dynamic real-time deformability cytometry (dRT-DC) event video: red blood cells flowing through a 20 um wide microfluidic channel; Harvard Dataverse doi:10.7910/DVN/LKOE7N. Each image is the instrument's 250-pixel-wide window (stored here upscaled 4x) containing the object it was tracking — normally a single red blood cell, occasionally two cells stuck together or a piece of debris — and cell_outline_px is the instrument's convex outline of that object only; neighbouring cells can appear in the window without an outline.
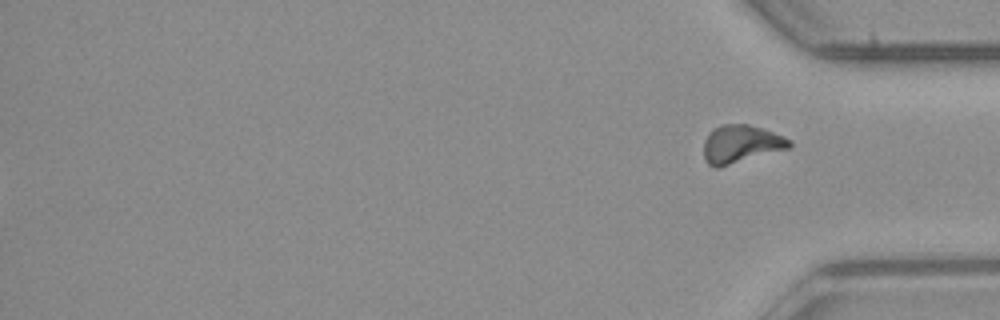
{"species": "common noctule bat (a hibernating species)", "species_latin": "Nyctalus noctula", "temperature_condition": "room temperature", "stored_images_in_passage": 54, "segment_of_instrument_passage": [2, 2], "camera_frame_rate_fps": 3000, "um_per_image_px": 0.085, "animal": {"sex": "male", "body_mass_g": 23.1, "forearm_length_mm": 52.7}, "frame": {"image": 1, "passage_image": 54, "time_ms": 17.667, "image_size_px": [1000, 320], "cell_outline_px": [[792, 144], [788, 148], [716, 168], [708, 164], [704, 160], [704, 140], [708, 132], [712, 128], [720, 124], [748, 124], [784, 136], [792, 140]], "centroid_in_image_um": [62.93, 12.22], "position_along_channel_um": 372.3, "area_um2": 18.84}}